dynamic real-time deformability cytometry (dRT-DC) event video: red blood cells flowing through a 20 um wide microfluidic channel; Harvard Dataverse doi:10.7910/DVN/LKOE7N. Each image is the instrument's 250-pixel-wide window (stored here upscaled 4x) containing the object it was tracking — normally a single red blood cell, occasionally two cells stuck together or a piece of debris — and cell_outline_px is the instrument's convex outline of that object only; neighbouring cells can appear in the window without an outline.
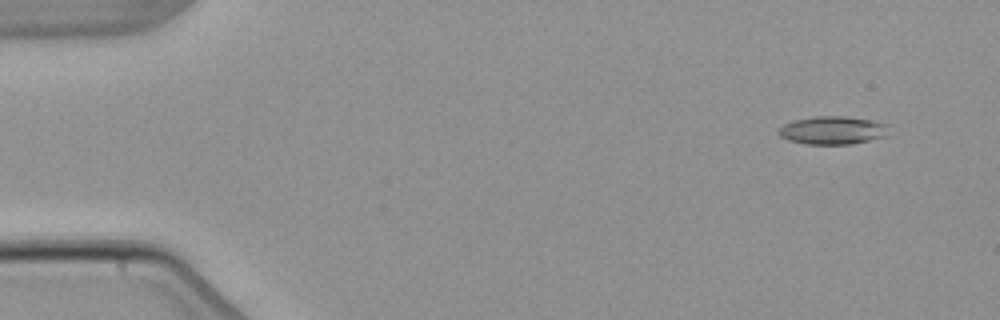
{"species": "common noctule bat (a hibernating species)", "species_latin": "Nyctalus noctula", "temperature_condition": "warm", "stored_images_in_passage": 5, "camera_frame_rate_fps": 3000, "um_per_image_px": 0.085, "animal": {"sex": "male", "body_mass_g": 21.5, "forearm_length_mm": 52.0}, "frame": {"image": 1, "passage_image": 2, "time_ms": 1.333, "image_size_px": [1000, 320], "cell_outline_px": [[888, 124], [884, 136], [868, 140], [848, 144], [808, 144], [788, 140], [780, 136], [776, 132], [784, 124], [796, 120], [816, 116], [844, 116], [872, 120]], "centroid_in_image_um": [70.73, 11.07], "position_along_channel_um": 14.3, "area_um2": 17.74}}
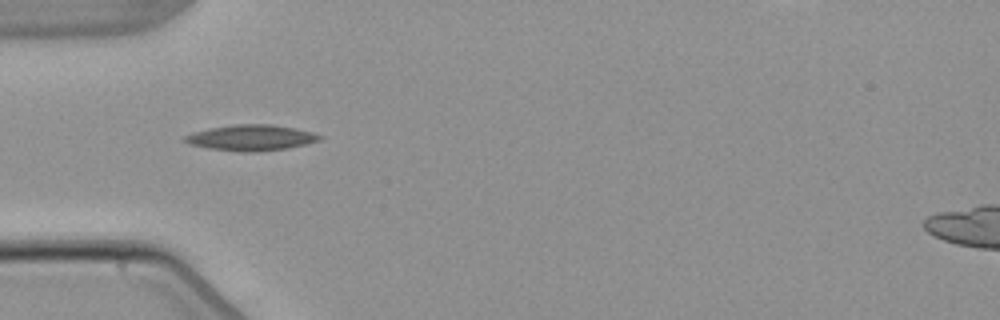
{"frame": {"image": 2, "passage_image": 5, "time_ms": 5.667, "image_size_px": [1000, 320], "cell_outline_px": [[324, 136], [320, 140], [288, 148], [256, 152], [240, 152], [208, 148], [192, 144], [184, 140], [184, 136], [192, 132], [212, 128], [236, 124], [272, 124], [296, 128], [312, 132]], "centroid_in_image_um": [21.38, 11.7], "position_along_channel_um": 63.6, "area_um2": 20.17}}